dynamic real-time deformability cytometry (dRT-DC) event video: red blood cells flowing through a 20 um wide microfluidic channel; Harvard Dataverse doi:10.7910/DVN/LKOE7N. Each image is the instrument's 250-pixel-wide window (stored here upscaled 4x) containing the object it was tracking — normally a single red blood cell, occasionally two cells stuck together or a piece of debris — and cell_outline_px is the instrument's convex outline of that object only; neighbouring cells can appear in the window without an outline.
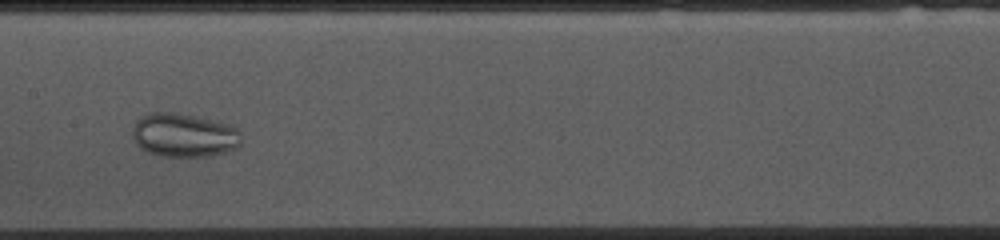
{"species": "common noctule bat (a hibernating species)", "species_latin": "Nyctalus noctula", "temperature_condition": "cold", "stored_images_in_passage": 53, "camera_frame_rate_fps": 3000, "um_per_image_px": 0.085, "animal": {"sex": "female", "body_mass_g": 10.0, "forearm_length_mm": 53.1}, "frame": {"image": 1, "passage_image": 25, "time_ms": 8.0, "image_size_px": [1000, 240], "cell_outline_px": [[240, 148], [208, 156], [160, 156], [148, 152], [140, 148], [136, 144], [132, 136], [132, 124], [136, 120], [152, 112], [172, 112], [196, 116], [228, 124], [236, 128], [240, 132]], "centroid_in_image_um": [15.62, 11.49], "position_along_channel_um": 191.8, "area_um2": 27.86}}
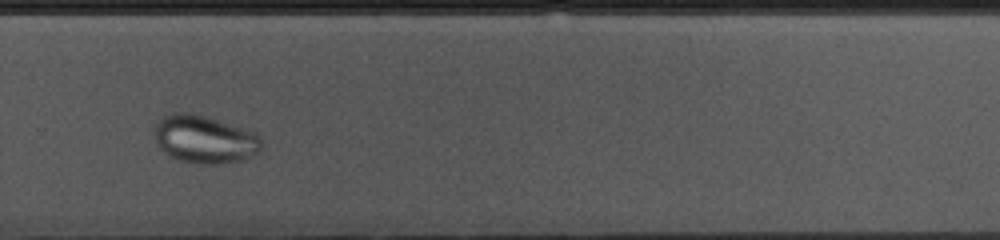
{"frame": {"image": 2, "passage_image": 35, "time_ms": 11.333, "image_size_px": [1000, 240], "cell_outline_px": [[264, 144], [256, 152], [240, 160], [212, 164], [200, 164], [180, 160], [164, 152], [160, 148], [152, 132], [160, 116], [172, 112], [188, 112], [204, 116], [244, 128], [256, 132], [264, 140]], "centroid_in_image_um": [17.36, 11.81], "position_along_channel_um": 312.4, "area_um2": 29.88}}
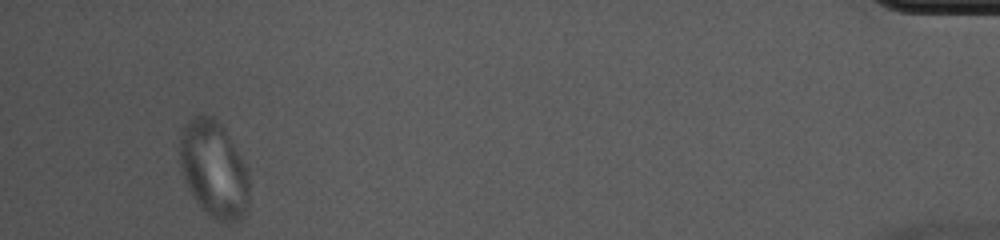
{"frame": {"image": 3, "passage_image": 50, "time_ms": 16.333, "image_size_px": [1000, 240], "cell_outline_px": [[248, 212], [240, 220], [228, 224], [216, 220], [200, 204], [192, 192], [184, 176], [180, 164], [180, 140], [184, 124], [192, 116], [212, 116], [224, 128], [248, 168]], "centroid_in_image_um": [18.22, 14.38], "position_along_channel_um": 417.0, "area_um2": 38.73}}